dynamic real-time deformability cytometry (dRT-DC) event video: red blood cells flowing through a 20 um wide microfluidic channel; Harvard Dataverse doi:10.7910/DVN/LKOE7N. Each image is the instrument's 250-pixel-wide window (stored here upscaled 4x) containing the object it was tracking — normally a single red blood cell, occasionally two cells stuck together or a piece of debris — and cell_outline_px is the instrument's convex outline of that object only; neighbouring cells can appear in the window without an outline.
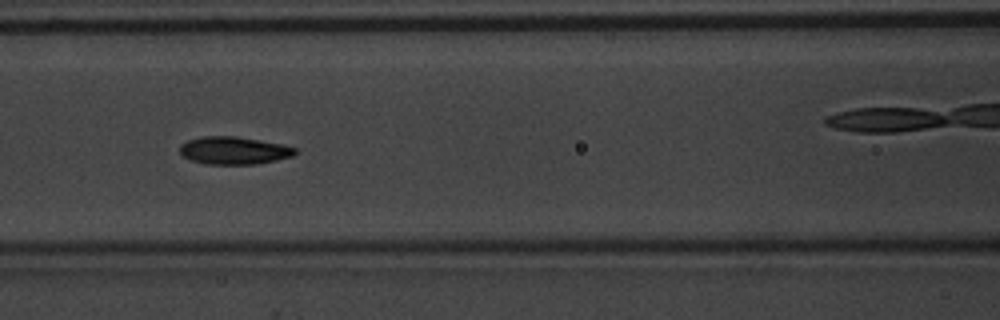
{"species": "common noctule bat (a hibernating species)", "species_latin": "Nyctalus noctula", "temperature_condition": "warm", "stored_images_in_passage": 55, "camera_frame_rate_fps": 3000, "um_per_image_px": 0.085, "animal": {"sex": "male", "body_mass_g": 20.1, "forearm_length_mm": 53.5}, "frame": {"image": 1, "passage_image": 24, "time_ms": 7.667, "image_size_px": [1000, 320], "cell_outline_px": [[300, 152], [292, 156], [276, 160], [256, 164], [204, 164], [192, 160], [184, 156], [180, 152], [180, 144], [188, 140], [204, 136], [236, 136], [260, 140], [280, 144], [296, 148]], "centroid_in_image_um": [19.9, 12.79], "position_along_channel_um": 146.7, "area_um2": 18.55}, "authors_computed_cell_mechanics": {"area_um2": 17.918, "velocity_mm_per_s": 3.7731, "shape_relaxation_time_tau1_ms": 2.0042, "shape_relaxation_time_tau2_ms": 2.3288, "deformation_change_tau1": 0.1224, "deformation_change_tau2": 0.0676}}